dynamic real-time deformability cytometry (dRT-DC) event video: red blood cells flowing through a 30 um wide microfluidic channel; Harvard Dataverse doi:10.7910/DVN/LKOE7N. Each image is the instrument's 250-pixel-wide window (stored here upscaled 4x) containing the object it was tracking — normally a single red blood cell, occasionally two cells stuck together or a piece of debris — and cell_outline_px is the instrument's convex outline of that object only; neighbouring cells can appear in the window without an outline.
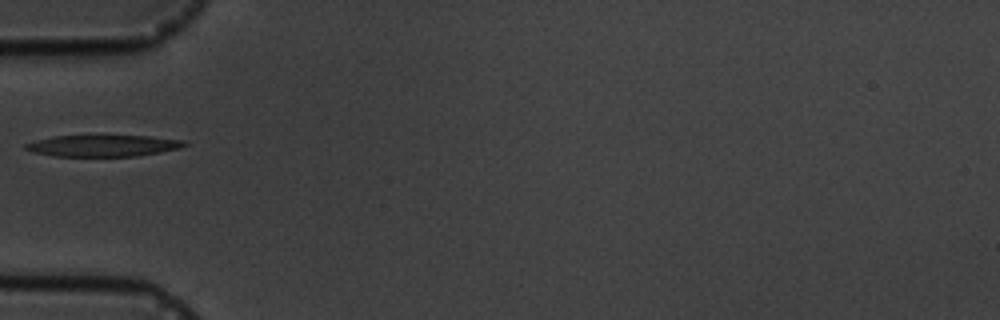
{"species": "common noctule bat (a hibernating species)", "species_latin": "Nyctalus noctula", "temperature_condition": "cold", "stored_images_in_passage": 3, "camera_frame_rate_fps": 3000, "um_per_image_px": 0.085, "animal": {"sex": "male", "body_mass_g": 19.5, "forearm_length_mm": 54.6}, "frame": {"image": 1, "passage_image": 1, "time_ms": 0.0, "image_size_px": [1000, 320], "cell_outline_px": [[188, 144], [180, 148], [160, 152], [136, 156], [56, 156], [32, 152], [24, 148], [24, 144], [36, 140], [52, 136], [148, 136], [188, 140]], "centroid_in_image_um": [8.79, 12.38], "position_along_channel_um": 76.2, "area_um2": 19.88}}
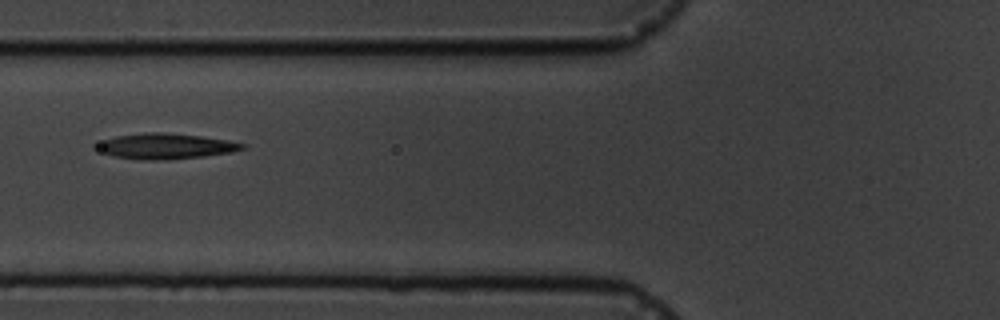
{"frame": {"image": 2, "passage_image": 2, "time_ms": 1.0, "image_size_px": [1000, 320], "cell_outline_px": [[248, 148], [232, 152], [204, 156], [112, 156], [92, 148], [92, 144], [116, 136], [144, 132], [160, 132], [200, 136], [228, 140], [248, 144]], "centroid_in_image_um": [14.11, 12.35], "position_along_channel_um": 111.7, "area_um2": 20.35}}
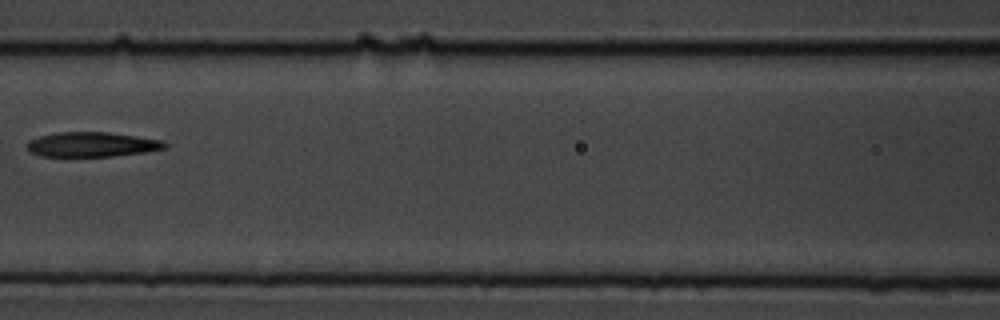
{"frame": {"image": 3, "passage_image": 3, "time_ms": 2.333, "image_size_px": [1000, 320], "cell_outline_px": [[168, 144], [164, 148], [144, 152], [112, 156], [40, 156], [32, 152], [24, 144], [28, 140], [40, 136], [56, 132], [108, 132], [164, 140]], "centroid_in_image_um": [7.79, 12.27], "position_along_channel_um": 158.8, "area_um2": 19.83}}